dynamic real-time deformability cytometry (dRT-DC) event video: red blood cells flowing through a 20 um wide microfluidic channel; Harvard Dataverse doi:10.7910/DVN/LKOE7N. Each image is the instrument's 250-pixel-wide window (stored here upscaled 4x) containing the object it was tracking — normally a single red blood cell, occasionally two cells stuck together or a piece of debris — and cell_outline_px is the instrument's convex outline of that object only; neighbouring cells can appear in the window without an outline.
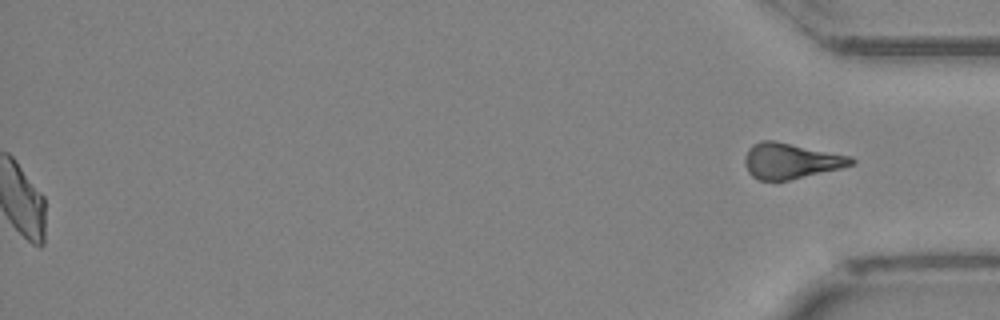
{"species": "Egyptian fruit bat (a non-hibernating species)", "species_latin": "Rousettus aegyptiacus", "temperature_condition": "cold", "stored_images_in_passage": 37, "segment_of_instrument_passage": [2, 2], "camera_frame_rate_fps": 3000, "um_per_image_px": 0.085, "animal": {"sex": "female"}, "frame": {"image": 1, "passage_image": 37, "time_ms": 12.0, "image_size_px": [1000, 320], "cell_outline_px": [[856, 160], [852, 164], [840, 168], [788, 180], [760, 180], [752, 176], [748, 172], [744, 164], [744, 160], [748, 148], [752, 144], [760, 140], [776, 140], [852, 156]], "centroid_in_image_um": [67.19, 13.65], "position_along_channel_um": 368.0, "area_um2": 22.14}}